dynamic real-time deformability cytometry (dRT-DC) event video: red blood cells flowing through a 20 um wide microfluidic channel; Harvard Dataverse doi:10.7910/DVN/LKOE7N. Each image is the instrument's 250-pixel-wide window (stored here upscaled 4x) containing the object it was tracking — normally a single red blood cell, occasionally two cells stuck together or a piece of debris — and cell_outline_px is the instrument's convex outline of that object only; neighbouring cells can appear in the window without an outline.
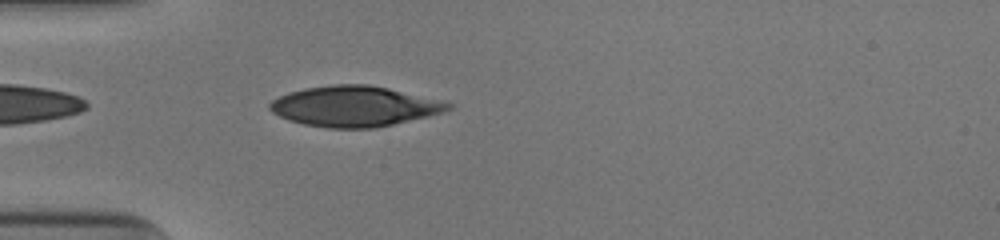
{"species": "human", "species_latin": "Homo sapiens", "temperature_condition": "cold", "stored_images_in_passage": 36, "camera_frame_rate_fps": 3000, "um_per_image_px": 0.085, "donor": {"sex": "male"}, "frame": {"image": 1, "passage_image": 2, "time_ms": 0.333, "image_size_px": [1000, 240], "cell_outline_px": [[452, 108], [444, 112], [428, 116], [392, 124], [372, 128], [328, 128], [304, 124], [288, 120], [272, 112], [268, 108], [268, 104], [272, 100], [288, 92], [304, 88], [332, 84], [368, 84], [388, 88], [452, 104]], "centroid_in_image_um": [30.05, 9.03], "position_along_channel_um": 54.9, "area_um2": 41.67}}
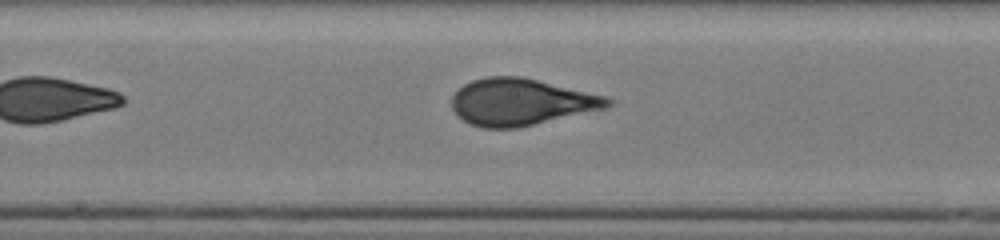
{"frame": {"image": 2, "passage_image": 14, "time_ms": 4.333, "image_size_px": [1000, 240], "cell_outline_px": [[616, 104], [608, 108], [516, 128], [484, 128], [468, 124], [456, 116], [452, 108], [452, 96], [464, 84], [472, 80], [488, 76], [520, 76], [608, 96], [616, 100]], "centroid_in_image_um": [44.32, 8.67], "position_along_channel_um": 203.9, "area_um2": 42.89}}
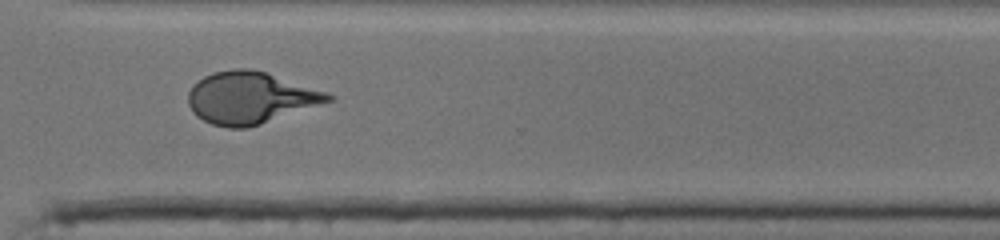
{"frame": {"image": 3, "passage_image": 25, "time_ms": 8.0, "image_size_px": [1000, 240], "cell_outline_px": [[336, 100], [248, 128], [228, 128], [212, 124], [196, 116], [192, 112], [188, 104], [188, 92], [204, 76], [212, 72], [236, 68], [248, 68], [264, 72], [328, 92], [336, 96]], "centroid_in_image_um": [21.31, 8.32], "position_along_channel_um": 349.3, "area_um2": 42.37}, "authors_computed_cell_mechanics": {"area_um2": 42.3963, "velocity_mm_per_s": 3.9729, "shape_relaxation_time_tau1_ms": 5.6669, "shape_relaxation_time_tau2_ms": null, "deformation_change_tau1": 0.2009, "deformation_change_tau2": null}}